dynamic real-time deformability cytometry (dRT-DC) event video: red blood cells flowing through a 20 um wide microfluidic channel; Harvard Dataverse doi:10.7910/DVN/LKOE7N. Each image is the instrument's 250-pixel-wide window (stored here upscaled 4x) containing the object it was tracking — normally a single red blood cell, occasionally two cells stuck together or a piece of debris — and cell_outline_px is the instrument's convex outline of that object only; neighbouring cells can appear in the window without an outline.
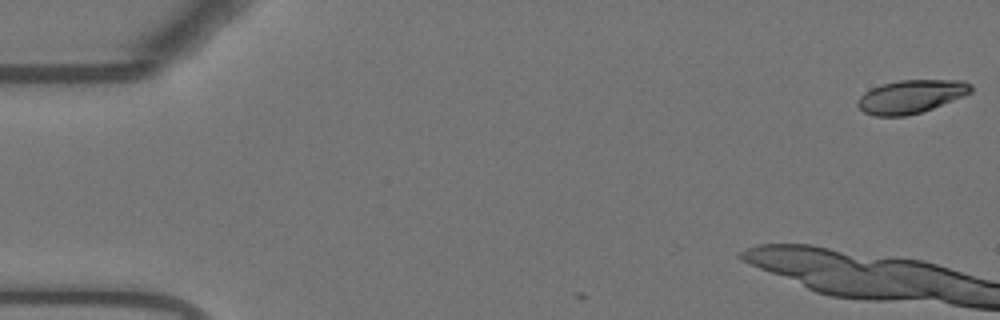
{"species": "Egyptian fruit bat (a non-hibernating species)", "species_latin": "Rousettus aegyptiacus", "temperature_condition": "warm", "stored_images_in_passage": 3, "camera_frame_rate_fps": 3000, "um_per_image_px": 0.085, "animal": {"sex": "female"}, "frame": {"image": 1, "passage_image": 1, "time_ms": 0.0, "image_size_px": [1000, 320], "cell_outline_px": [[972, 92], [964, 96], [932, 108], [920, 112], [904, 116], [876, 116], [864, 112], [856, 104], [856, 100], [864, 92], [872, 88], [884, 84], [900, 80], [964, 80], [972, 84]], "centroid_in_image_um": [77.44, 8.2], "position_along_channel_um": 7.6, "area_um2": 21.91}}